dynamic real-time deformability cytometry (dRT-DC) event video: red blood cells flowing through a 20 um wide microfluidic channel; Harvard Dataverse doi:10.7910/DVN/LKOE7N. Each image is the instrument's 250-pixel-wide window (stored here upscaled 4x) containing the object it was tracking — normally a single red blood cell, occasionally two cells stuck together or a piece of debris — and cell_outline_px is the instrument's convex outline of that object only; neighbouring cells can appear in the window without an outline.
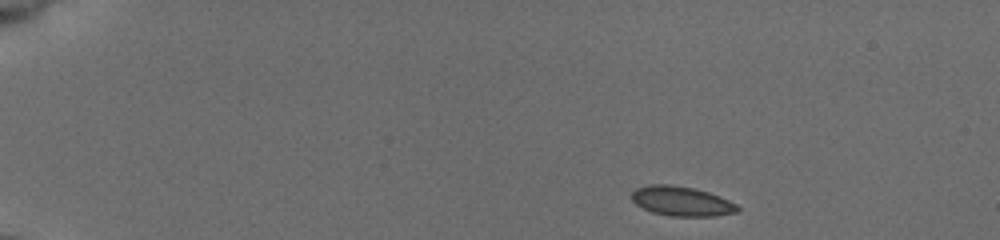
{"species": "common noctule bat (a hibernating species)", "species_latin": "Nyctalus noctula", "temperature_condition": "cold", "stored_images_in_passage": 46, "camera_frame_rate_fps": 3000, "um_per_image_px": 0.085, "animal": {"sex": "female", "body_mass_g": 19.5, "forearm_length_mm": 54.1}, "frame": {"image": 1, "passage_image": 1, "time_ms": 0.0, "image_size_px": [1000, 240], "cell_outline_px": [[740, 212], [716, 216], [672, 216], [652, 212], [636, 204], [632, 200], [632, 192], [636, 188], [648, 184], [668, 184], [696, 188], [720, 196], [736, 204], [740, 208]], "centroid_in_image_um": [57.96, 17.1], "position_along_channel_um": 27.0, "area_um2": 18.38}}
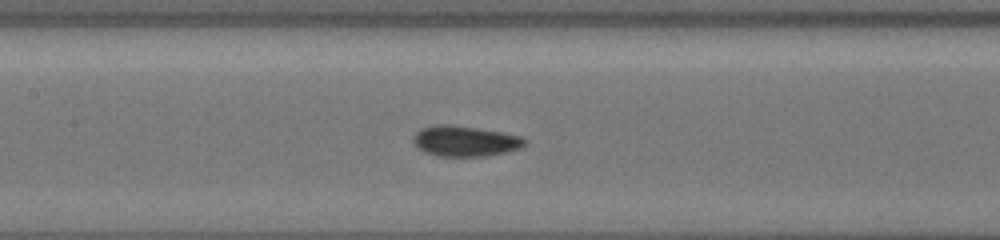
{"frame": {"image": 2, "passage_image": 20, "time_ms": 6.333, "image_size_px": [1000, 240], "cell_outline_px": [[528, 140], [520, 148], [508, 152], [488, 156], [436, 156], [424, 152], [416, 148], [412, 140], [412, 136], [420, 128], [436, 124], [448, 124], [476, 128], [524, 136]], "centroid_in_image_um": [39.5, 12.0], "position_along_channel_um": 167.9, "area_um2": 20.17}}
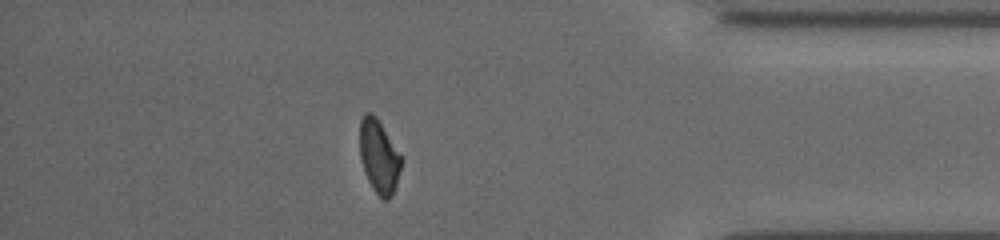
{"frame": {"image": 3, "passage_image": 40, "time_ms": 13.0, "image_size_px": [1000, 240], "cell_outline_px": [[404, 160], [392, 196], [388, 200], [384, 200], [372, 188], [364, 172], [360, 156], [360, 120], [364, 112], [372, 112], [376, 116], [404, 156]], "centroid_in_image_um": [32.25, 13.27], "position_along_channel_um": 403.0, "area_um2": 18.26}, "authors_computed_cell_mechanics": {"area_um2": 18.6983, "velocity_mm_per_s": 3.9035, "shape_relaxation_time_tau1_ms": 8.2835, "shape_relaxation_time_tau2_ms": null, "deformation_change_tau1": 0.1466, "deformation_change_tau2": null}}